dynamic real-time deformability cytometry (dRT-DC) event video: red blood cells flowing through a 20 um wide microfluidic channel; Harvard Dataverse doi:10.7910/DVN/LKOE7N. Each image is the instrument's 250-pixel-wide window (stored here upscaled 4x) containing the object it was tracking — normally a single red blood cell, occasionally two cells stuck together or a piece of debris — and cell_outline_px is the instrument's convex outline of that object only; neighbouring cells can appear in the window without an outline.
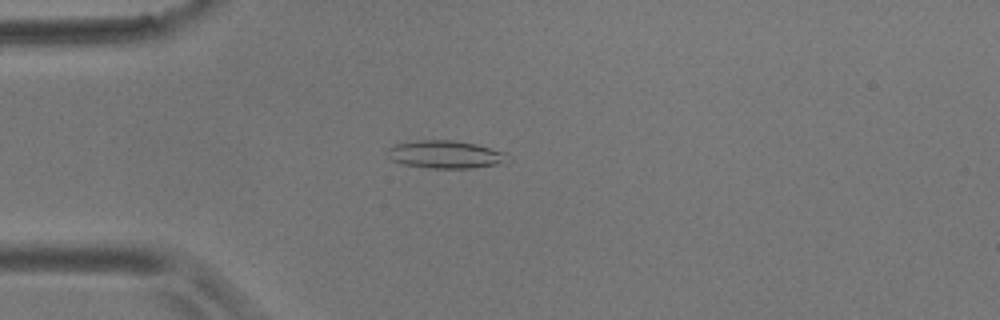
{"species": "common noctule bat (a hibernating species)", "species_latin": "Nyctalus noctula", "temperature_condition": "room temperature", "stored_images_in_passage": 6, "camera_frame_rate_fps": 3000, "um_per_image_px": 0.085, "animal": {"sex": "male", "body_mass_g": 17.9}, "frame": {"image": 1, "passage_image": 1, "time_ms": 0.0, "image_size_px": [1000, 320], "cell_outline_px": [[512, 160], [496, 164], [472, 168], [432, 168], [400, 164], [392, 160], [388, 156], [388, 148], [396, 144], [420, 140], [452, 140], [476, 144], [508, 152], [512, 156]], "centroid_in_image_um": [37.93, 13.13], "position_along_channel_um": 47.1, "area_um2": 19.65}}
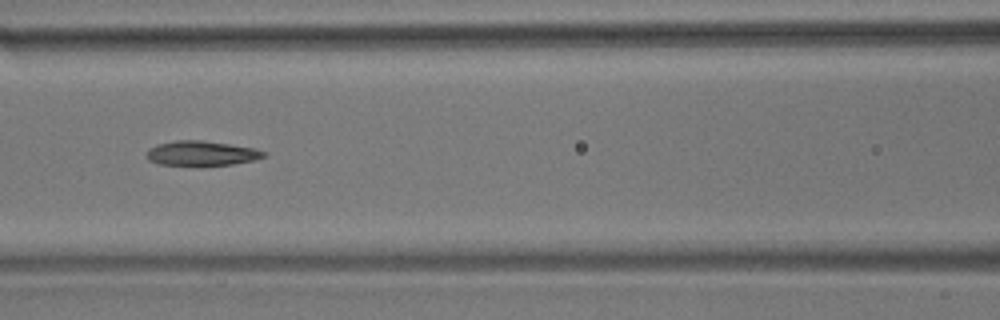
{"frame": {"image": 2, "passage_image": 4, "time_ms": 3.333, "image_size_px": [1000, 320], "cell_outline_px": [[264, 156], [256, 160], [232, 164], [200, 168], [196, 168], [156, 164], [148, 160], [148, 148], [156, 144], [176, 140], [200, 140], [228, 144], [252, 148], [264, 152]], "centroid_in_image_um": [17.05, 13.08], "position_along_channel_um": 149.6, "area_um2": 17.51}}
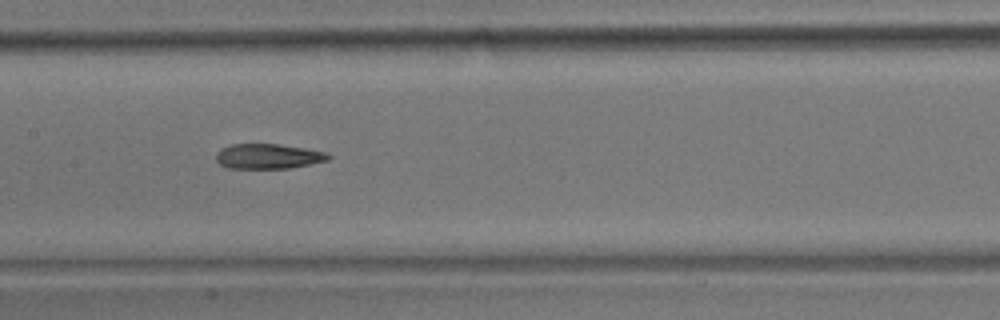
{"frame": {"image": 3, "passage_image": 5, "time_ms": 4.333, "image_size_px": [1000, 320], "cell_outline_px": [[332, 156], [328, 160], [312, 164], [288, 168], [228, 168], [220, 164], [216, 160], [216, 152], [220, 148], [232, 144], [276, 144], [304, 148], [324, 152]], "centroid_in_image_um": [22.77, 13.28], "position_along_channel_um": 184.6, "area_um2": 16.3}}